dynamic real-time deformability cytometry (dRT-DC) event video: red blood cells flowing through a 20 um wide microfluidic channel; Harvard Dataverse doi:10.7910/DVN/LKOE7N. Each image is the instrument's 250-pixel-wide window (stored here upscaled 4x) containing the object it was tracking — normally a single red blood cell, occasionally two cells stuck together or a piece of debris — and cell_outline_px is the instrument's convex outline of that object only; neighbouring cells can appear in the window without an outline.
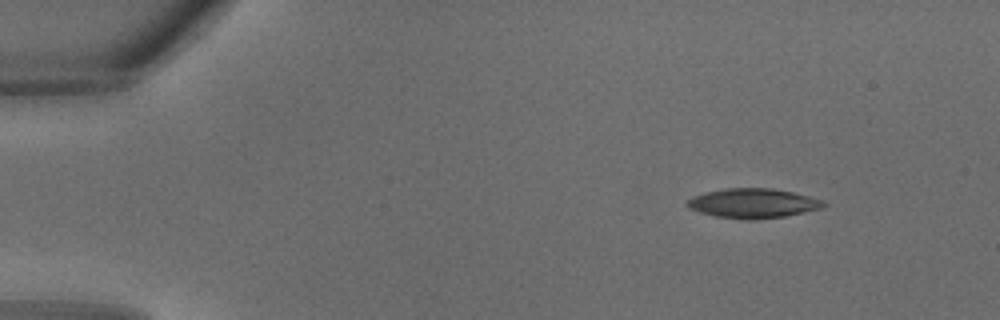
{"species": "common noctule bat (a hibernating species)", "species_latin": "Nyctalus noctula", "temperature_condition": "warm", "stored_images_in_passage": 30, "camera_frame_rate_fps": 3000, "um_per_image_px": 0.085, "animal": {"sex": "male", "body_mass_g": 18.8}, "frame": {"image": 1, "passage_image": 1, "time_ms": 0.0, "image_size_px": [1000, 320], "cell_outline_px": [[828, 204], [820, 208], [804, 212], [784, 216], [752, 220], [744, 220], [716, 216], [700, 212], [688, 208], [684, 204], [692, 196], [724, 188], [772, 188], [792, 192], [808, 196], [820, 200]], "centroid_in_image_um": [63.96, 17.28], "position_along_channel_um": 21.0, "area_um2": 23.35}}
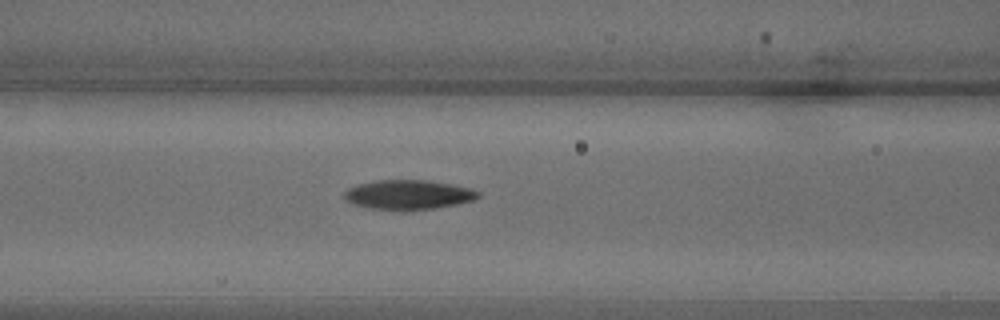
{"frame": {"image": 2, "passage_image": 11, "time_ms": 3.333, "image_size_px": [1000, 320], "cell_outline_px": [[480, 196], [472, 200], [456, 204], [436, 208], [400, 212], [368, 208], [352, 204], [344, 200], [344, 192], [348, 188], [356, 184], [380, 180], [424, 180], [448, 184], [468, 188], [480, 192]], "centroid_in_image_um": [34.63, 16.58], "position_along_channel_um": 132.0, "area_um2": 23.29}}
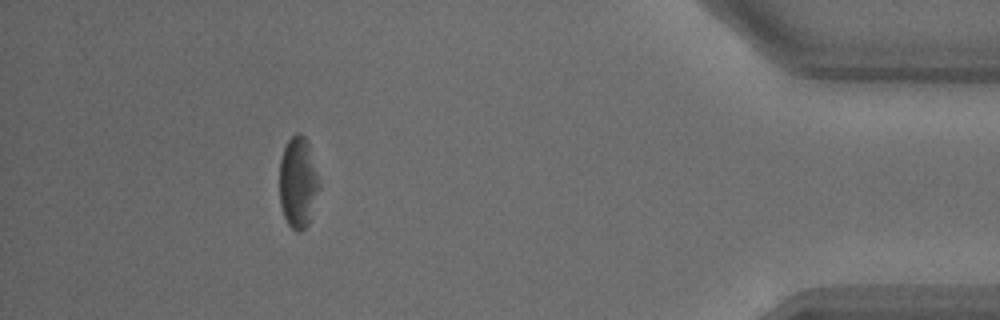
{"frame": {"image": 3, "passage_image": 27, "time_ms": 8.667, "image_size_px": [1000, 320], "cell_outline_px": [[320, 188], [308, 224], [300, 232], [296, 232], [288, 224], [284, 216], [280, 204], [280, 160], [284, 148], [288, 140], [296, 132], [300, 132], [308, 140], [320, 184]], "centroid_in_image_um": [25.34, 15.49], "position_along_channel_um": 409.9, "area_um2": 21.15}}